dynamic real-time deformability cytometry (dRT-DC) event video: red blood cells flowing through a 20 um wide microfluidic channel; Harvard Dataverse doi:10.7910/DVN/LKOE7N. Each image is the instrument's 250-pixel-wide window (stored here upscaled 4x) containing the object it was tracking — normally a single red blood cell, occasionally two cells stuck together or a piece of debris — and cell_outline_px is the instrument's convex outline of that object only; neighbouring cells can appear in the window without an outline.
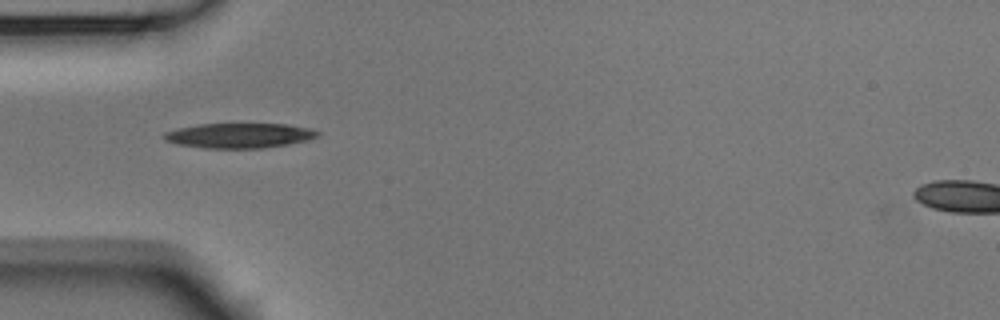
{"species": "Egyptian fruit bat (a non-hibernating species)", "species_latin": "Rousettus aegyptiacus", "temperature_condition": "room temperature", "stored_images_in_passage": 5, "camera_frame_rate_fps": 3000, "um_per_image_px": 0.085, "animal": {"sex": "male"}, "frame": {"image": 1, "passage_image": 2, "time_ms": 0.333, "image_size_px": [1000, 320], "cell_outline_px": [[320, 136], [308, 140], [288, 144], [264, 148], [204, 148], [176, 144], [164, 140], [164, 132], [180, 128], [200, 124], [288, 124], [312, 128], [320, 132]], "centroid_in_image_um": [20.39, 11.52], "position_along_channel_um": 64.6, "area_um2": 22.37}}
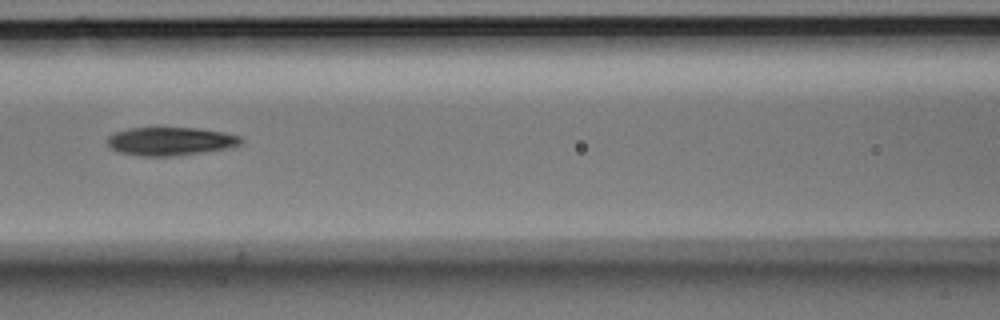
{"frame": {"image": 2, "passage_image": 4, "time_ms": 1.0, "image_size_px": [1000, 320], "cell_outline_px": [[244, 140], [240, 144], [228, 148], [172, 156], [140, 156], [120, 152], [112, 148], [108, 144], [108, 136], [112, 132], [128, 128], [200, 128], [224, 132], [240, 136]], "centroid_in_image_um": [14.48, 11.99], "position_along_channel_um": 152.1, "area_um2": 21.96}}
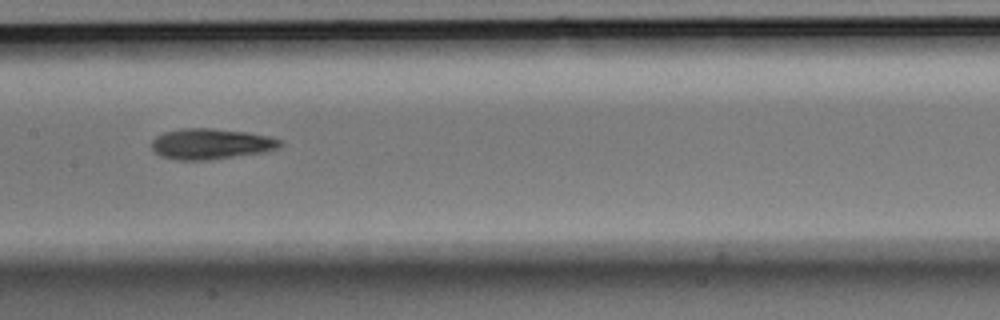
{"frame": {"image": 3, "passage_image": 5, "time_ms": 1.333, "image_size_px": [1000, 320], "cell_outline_px": [[284, 144], [280, 148], [268, 152], [212, 160], [176, 160], [160, 156], [152, 148], [152, 140], [156, 136], [164, 132], [180, 128], [212, 128], [248, 132], [268, 136], [280, 140]], "centroid_in_image_um": [17.97, 12.24], "position_along_channel_um": 189.4, "area_um2": 23.41}}